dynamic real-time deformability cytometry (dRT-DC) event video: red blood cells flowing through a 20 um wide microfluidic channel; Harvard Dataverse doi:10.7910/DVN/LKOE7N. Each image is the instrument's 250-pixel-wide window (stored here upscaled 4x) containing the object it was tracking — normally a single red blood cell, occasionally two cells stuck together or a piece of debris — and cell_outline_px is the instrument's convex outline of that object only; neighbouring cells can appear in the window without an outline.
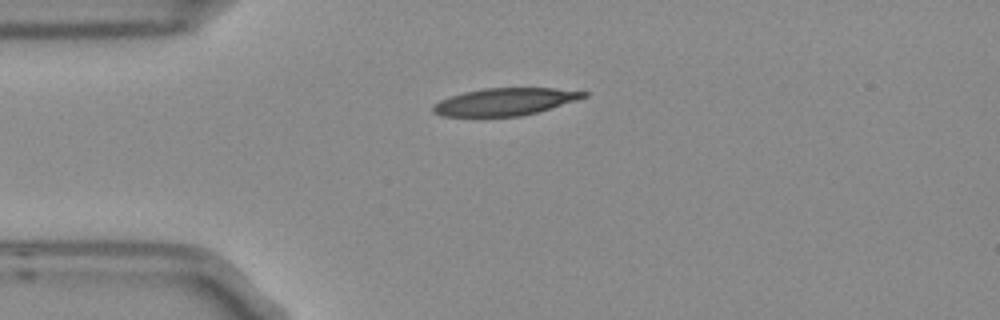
{"species": "Egyptian fruit bat (a non-hibernating species)", "species_latin": "Rousettus aegyptiacus", "temperature_condition": "room temperature", "stored_images_in_passage": 3, "camera_frame_rate_fps": 3000, "um_per_image_px": 0.085, "frame": {"image": 1, "passage_image": 1, "time_ms": 0.0, "image_size_px": [1000, 320], "cell_outline_px": [[588, 96], [576, 100], [536, 112], [520, 116], [440, 116], [432, 112], [432, 104], [440, 100], [464, 92], [484, 88], [552, 88], [588, 92]], "centroid_in_image_um": [42.87, 8.64], "position_along_channel_um": 42.1, "area_um2": 23.76}}
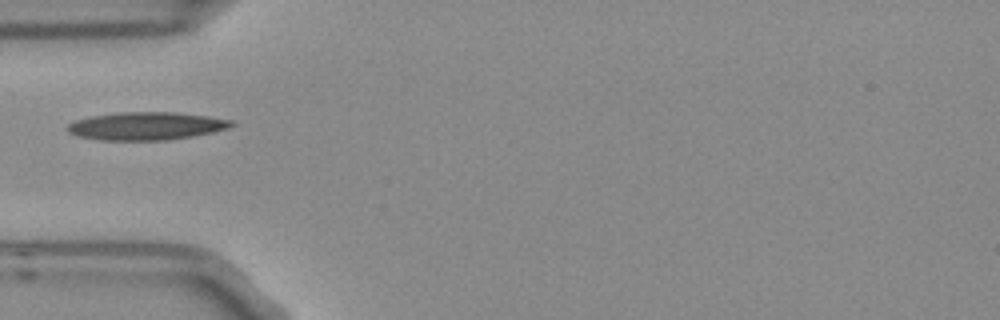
{"frame": {"image": 2, "passage_image": 2, "time_ms": 0.333, "image_size_px": [1000, 320], "cell_outline_px": [[236, 124], [228, 128], [212, 132], [192, 136], [168, 140], [100, 140], [76, 136], [68, 132], [64, 128], [68, 124], [76, 120], [88, 116], [116, 112], [176, 112], [208, 116], [236, 120]], "centroid_in_image_um": [12.42, 10.7], "position_along_channel_um": 72.6, "area_um2": 27.05}}
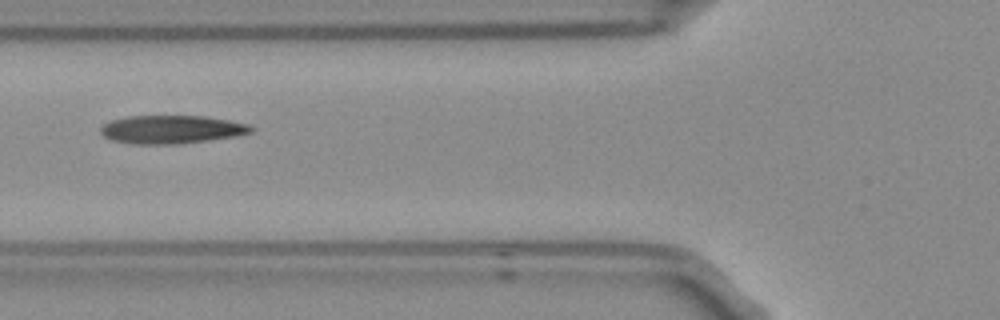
{"frame": {"image": 3, "passage_image": 3, "time_ms": 0.667, "image_size_px": [1000, 320], "cell_outline_px": [[256, 128], [252, 132], [236, 136], [208, 140], [176, 144], [136, 144], [112, 140], [104, 136], [100, 132], [100, 128], [104, 124], [112, 120], [128, 116], [204, 116], [228, 120], [248, 124]], "centroid_in_image_um": [14.59, 11.0], "position_along_channel_um": 111.2, "area_um2": 24.68}}